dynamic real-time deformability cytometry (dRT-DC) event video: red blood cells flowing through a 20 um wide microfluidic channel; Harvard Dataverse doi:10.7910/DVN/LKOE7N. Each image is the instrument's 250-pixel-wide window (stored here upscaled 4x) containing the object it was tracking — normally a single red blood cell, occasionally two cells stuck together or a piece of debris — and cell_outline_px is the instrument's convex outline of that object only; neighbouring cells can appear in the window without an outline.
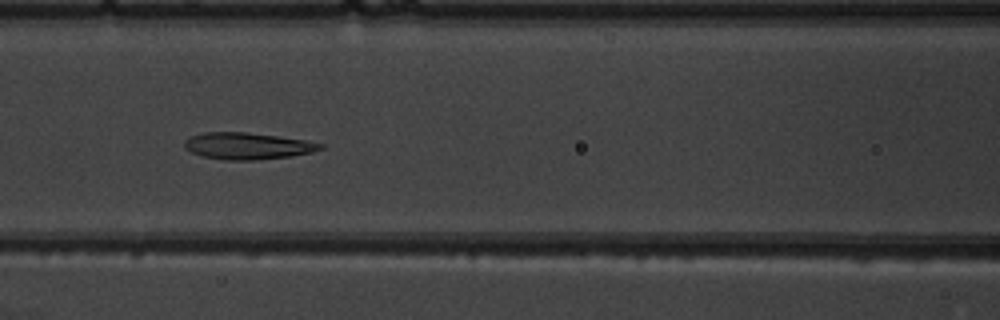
{"species": "common noctule bat (a hibernating species)", "species_latin": "Nyctalus noctula", "temperature_condition": "warm", "stored_images_in_passage": 7, "camera_frame_rate_fps": 3000, "um_per_image_px": 0.085, "animal": {"sex": "male", "body_mass_g": 19.5, "forearm_length_mm": 54.6}, "frame": {"image": 1, "passage_image": 5, "time_ms": 4.667, "image_size_px": [1000, 320], "cell_outline_px": [[324, 148], [312, 152], [292, 156], [252, 160], [224, 160], [200, 156], [184, 148], [184, 140], [192, 136], [204, 132], [244, 132], [276, 136], [304, 140], [324, 144]], "centroid_in_image_um": [21.01, 12.41], "position_along_channel_um": 145.6, "area_um2": 21.1}}
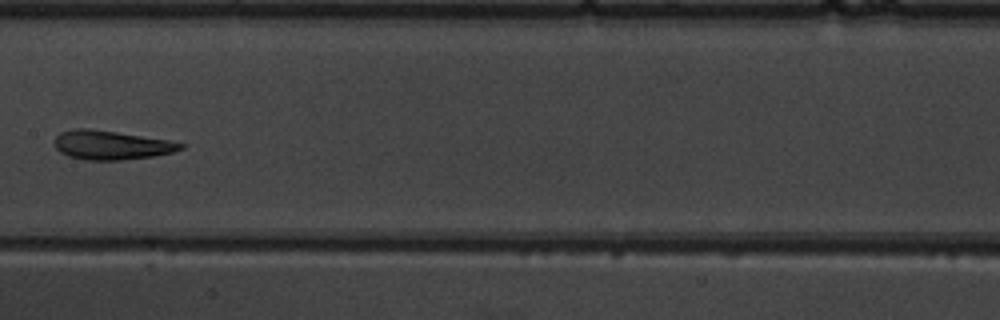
{"frame": {"image": 2, "passage_image": 6, "time_ms": 6.0, "image_size_px": [1000, 320], "cell_outline_px": [[188, 144], [184, 148], [172, 152], [152, 156], [124, 160], [84, 160], [68, 156], [60, 152], [56, 148], [56, 136], [60, 132], [72, 128], [88, 128], [116, 132], [168, 140]], "centroid_in_image_um": [9.46, 12.33], "position_along_channel_um": 197.9, "area_um2": 21.33}}
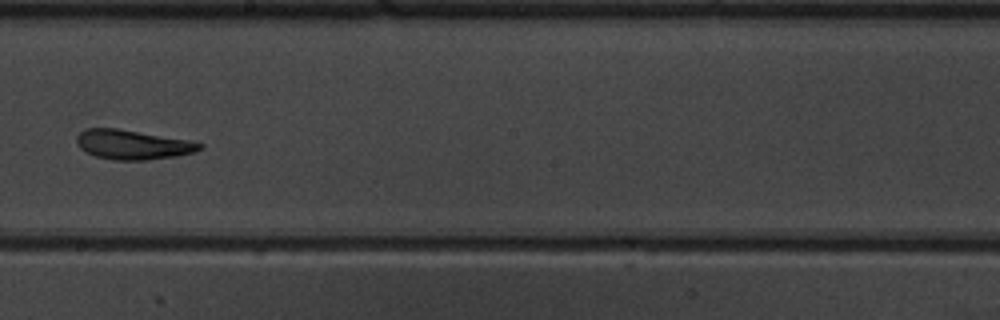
{"frame": {"image": 3, "passage_image": 7, "time_ms": 7.0, "image_size_px": [1000, 320], "cell_outline_px": [[204, 148], [196, 152], [176, 156], [144, 160], [112, 160], [96, 156], [80, 148], [76, 144], [76, 136], [84, 128], [120, 128], [188, 140], [204, 144]], "centroid_in_image_um": [11.28, 12.28], "position_along_channel_um": 236.9, "area_um2": 21.33}}